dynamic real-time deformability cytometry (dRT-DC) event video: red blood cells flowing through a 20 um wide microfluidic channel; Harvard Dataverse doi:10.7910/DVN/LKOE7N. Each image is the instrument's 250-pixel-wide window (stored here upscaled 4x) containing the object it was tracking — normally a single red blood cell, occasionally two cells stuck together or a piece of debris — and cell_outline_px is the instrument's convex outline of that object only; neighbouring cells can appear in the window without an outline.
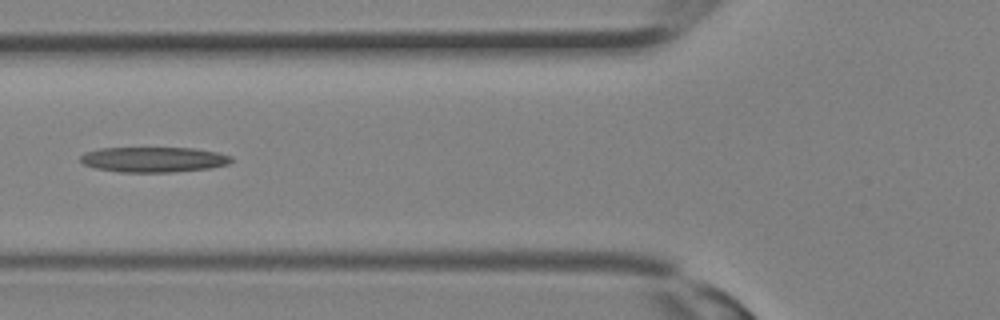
{"species": "Egyptian fruit bat (a non-hibernating species)", "species_latin": "Rousettus aegyptiacus", "temperature_condition": "room temperature", "stored_images_in_passage": 11, "camera_frame_rate_fps": 3000, "um_per_image_px": 0.085, "animal": {"sex": "female"}, "frame": {"image": 1, "passage_image": 4, "time_ms": 1.0, "image_size_px": [1000, 320], "cell_outline_px": [[232, 160], [228, 164], [208, 168], [172, 172], [120, 172], [96, 168], [84, 164], [80, 160], [80, 156], [84, 152], [100, 148], [192, 148], [216, 152], [232, 156]], "centroid_in_image_um": [13.03, 13.55], "position_along_channel_um": 112.8, "area_um2": 22.08}}
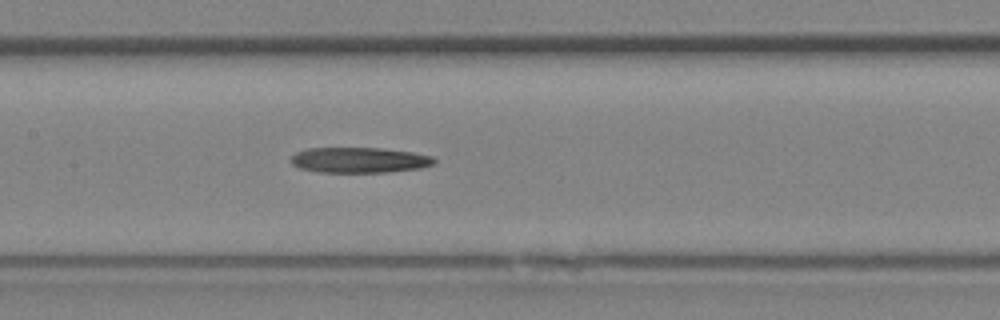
{"frame": {"image": 2, "passage_image": 7, "time_ms": 2.0, "image_size_px": [1000, 320], "cell_outline_px": [[436, 164], [420, 168], [388, 172], [320, 172], [300, 168], [292, 164], [292, 156], [296, 152], [308, 148], [384, 148], [412, 152], [432, 156], [436, 160]], "centroid_in_image_um": [30.58, 13.6], "position_along_channel_um": 176.8, "area_um2": 21.27}}